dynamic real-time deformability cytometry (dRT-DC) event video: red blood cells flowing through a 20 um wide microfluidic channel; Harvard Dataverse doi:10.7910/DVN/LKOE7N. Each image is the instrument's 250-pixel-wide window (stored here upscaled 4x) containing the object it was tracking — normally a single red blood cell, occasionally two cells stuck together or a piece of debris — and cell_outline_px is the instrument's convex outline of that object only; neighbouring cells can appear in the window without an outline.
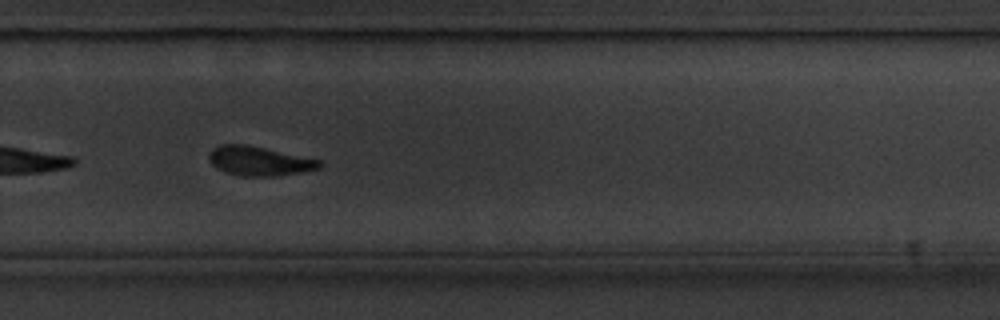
{"species": "common noctule bat (a hibernating species)", "species_latin": "Nyctalus noctula", "temperature_condition": "cold", "stored_images_in_passage": 45, "camera_frame_rate_fps": 3000, "um_per_image_px": 0.085, "animal": {"sex": "male", "body_mass_g": 20.1, "forearm_length_mm": 53.5}, "frame": {"image": 1, "passage_image": 26, "time_ms": 8.333, "image_size_px": [1000, 320], "cell_outline_px": [[324, 164], [320, 168], [300, 172], [276, 176], [240, 176], [224, 172], [216, 168], [208, 160], [208, 156], [212, 148], [220, 144], [244, 144], [264, 148], [320, 160]], "centroid_in_image_um": [21.99, 13.69], "position_along_channel_um": 307.8, "area_um2": 18.84}}
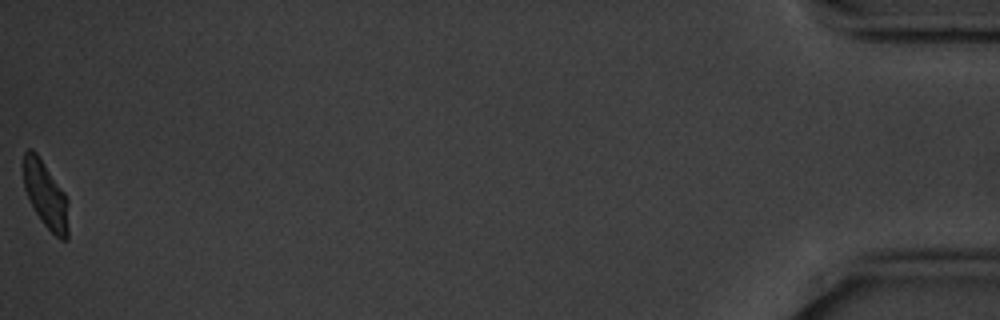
{"frame": {"image": 2, "passage_image": 45, "time_ms": 14.667, "image_size_px": [1000, 320], "cell_outline_px": [[68, 240], [60, 240], [40, 220], [24, 188], [24, 152], [28, 148], [32, 148], [40, 156], [64, 192], [68, 200]], "centroid_in_image_um": [3.9, 16.56], "position_along_channel_um": 431.3, "area_um2": 17.46}, "authors_computed_cell_mechanics": {"area_um2": 19.9988, "velocity_mm_per_s": 3.4919, "shape_relaxation_time_tau1_ms": 3.1132, "shape_relaxation_time_tau2_ms": 3.36, "deformation_change_tau1": 0.1242, "deformation_change_tau2": 0.095}}